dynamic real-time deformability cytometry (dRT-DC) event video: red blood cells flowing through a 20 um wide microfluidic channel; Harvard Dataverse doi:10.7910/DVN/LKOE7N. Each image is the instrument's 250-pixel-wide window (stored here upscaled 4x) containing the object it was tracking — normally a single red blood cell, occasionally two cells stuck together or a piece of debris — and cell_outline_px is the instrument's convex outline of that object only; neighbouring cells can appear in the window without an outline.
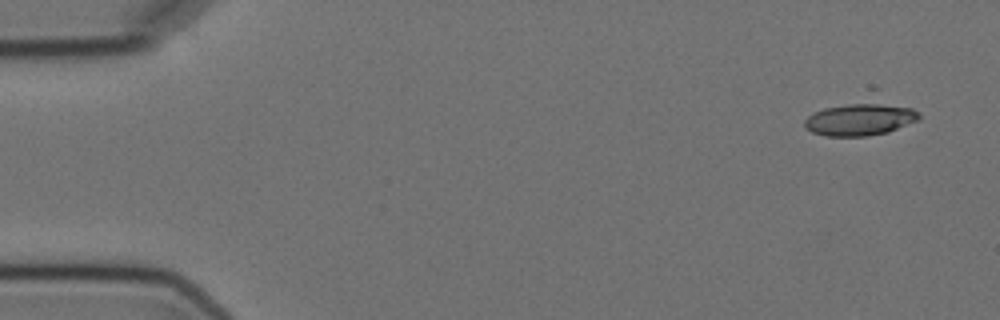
{"species": "Egyptian fruit bat (a non-hibernating species)", "species_latin": "Rousettus aegyptiacus", "temperature_condition": "cold", "stored_images_in_passage": 8, "camera_frame_rate_fps": 3000, "um_per_image_px": 0.085, "animal": {"sex": "female"}, "frame": {"image": 1, "passage_image": 1, "time_ms": 0.0, "image_size_px": [1000, 320], "cell_outline_px": [[920, 120], [888, 132], [868, 136], [824, 136], [812, 132], [804, 128], [804, 120], [812, 112], [872, 88], [876, 88], [912, 108], [920, 116]], "centroid_in_image_um": [73.23, 9.85], "position_along_channel_um": 11.8, "area_um2": 26.3}}
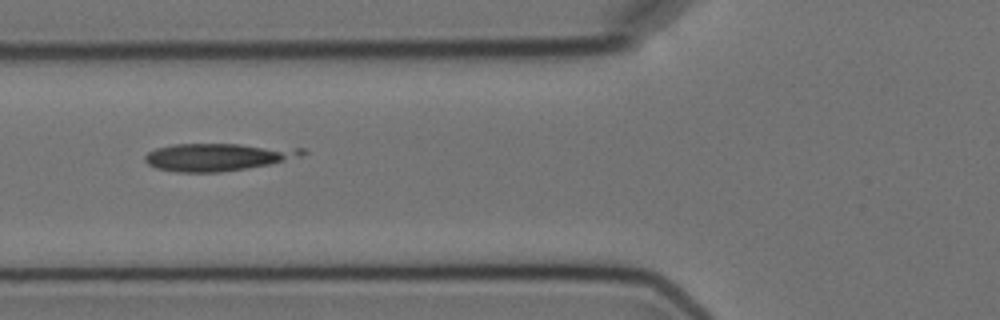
{"frame": {"image": 2, "passage_image": 6, "time_ms": 6.0, "image_size_px": [1000, 320], "cell_outline_px": [[308, 152], [300, 156], [268, 164], [220, 172], [176, 172], [156, 168], [148, 164], [144, 160], [144, 156], [148, 152], [156, 148], [172, 144], [240, 144], [308, 148]], "centroid_in_image_um": [18.5, 13.33], "position_along_channel_um": 107.3, "area_um2": 25.2}}
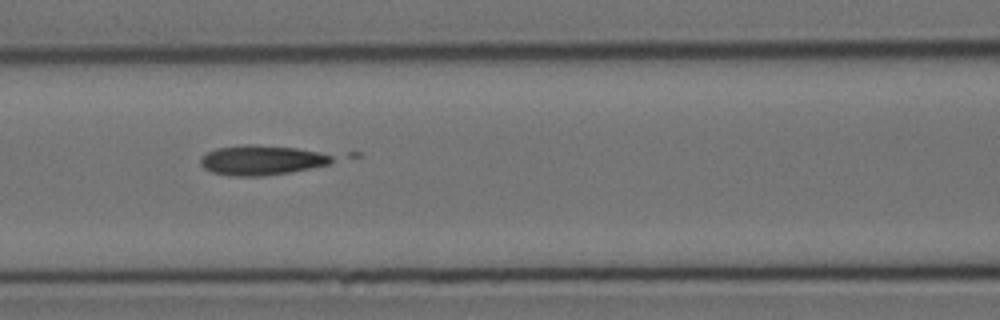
{"frame": {"image": 3, "passage_image": 7, "time_ms": 7.0, "image_size_px": [1000, 320], "cell_outline_px": [[332, 160], [328, 164], [288, 172], [264, 176], [228, 176], [212, 172], [204, 168], [200, 164], [200, 156], [216, 148], [244, 144], [256, 144], [296, 148], [320, 152], [332, 156]], "centroid_in_image_um": [22.16, 13.61], "position_along_channel_um": 144.4, "area_um2": 22.77}}